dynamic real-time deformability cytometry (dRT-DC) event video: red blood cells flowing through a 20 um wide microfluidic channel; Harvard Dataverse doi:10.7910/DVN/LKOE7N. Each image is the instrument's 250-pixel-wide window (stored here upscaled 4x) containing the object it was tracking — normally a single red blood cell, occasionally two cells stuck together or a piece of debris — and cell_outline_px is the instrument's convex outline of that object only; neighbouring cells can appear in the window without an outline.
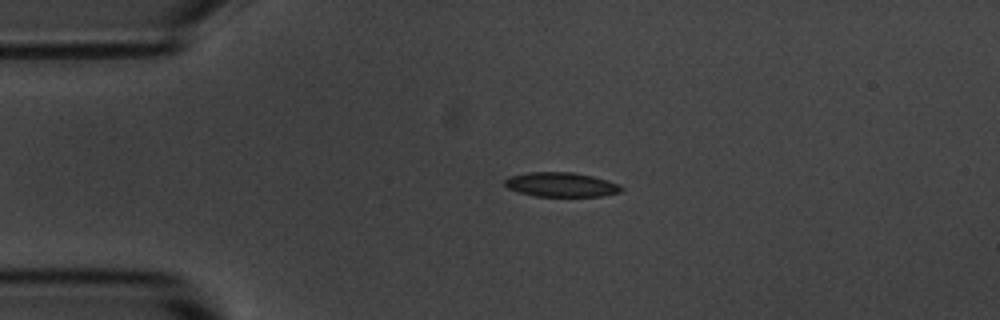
{"species": "common noctule bat (a hibernating species)", "species_latin": "Nyctalus noctula", "temperature_condition": "room temperature", "stored_images_in_passage": 2, "camera_frame_rate_fps": 3000, "um_per_image_px": 0.085, "animal": {"sex": "male", "body_mass_g": 20.1, "forearm_length_mm": 53.5}, "frame": {"image": 1, "passage_image": 1, "time_ms": 0.0, "image_size_px": [1000, 320], "cell_outline_px": [[624, 188], [620, 192], [600, 196], [536, 196], [520, 192], [508, 188], [504, 184], [504, 180], [508, 176], [528, 172], [572, 172], [592, 176], [620, 184]], "centroid_in_image_um": [47.69, 15.68], "position_along_channel_um": 37.3, "area_um2": 16.53}}